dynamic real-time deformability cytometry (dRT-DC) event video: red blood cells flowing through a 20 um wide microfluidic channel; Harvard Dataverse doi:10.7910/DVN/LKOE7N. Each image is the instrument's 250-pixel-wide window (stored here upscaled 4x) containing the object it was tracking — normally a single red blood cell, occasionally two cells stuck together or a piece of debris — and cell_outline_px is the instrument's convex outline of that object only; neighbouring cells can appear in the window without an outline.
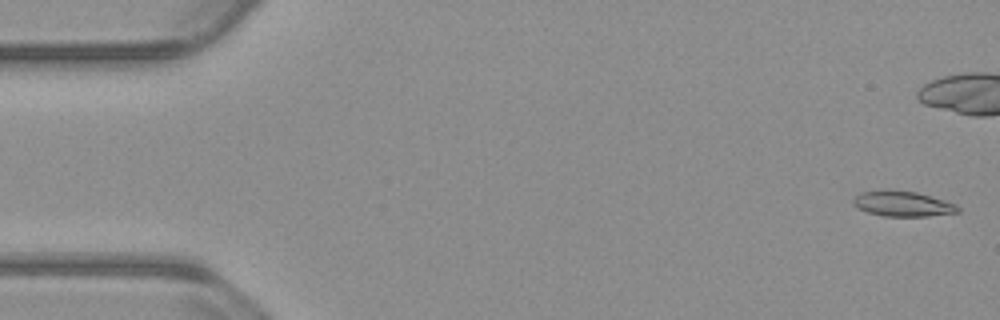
{"species": "common noctule bat (a hibernating species)", "species_latin": "Nyctalus noctula", "temperature_condition": "warm", "stored_images_in_passage": 56, "camera_frame_rate_fps": 3000, "um_per_image_px": 0.085, "animal": {"sex": "male", "body_mass_g": 23.1, "forearm_length_mm": 52.7}, "frame": {"image": 1, "passage_image": 2, "time_ms": 0.333, "image_size_px": [1000, 320], "cell_outline_px": [[960, 212], [928, 216], [884, 216], [868, 212], [856, 208], [852, 204], [852, 200], [860, 192], [916, 192], [932, 196], [956, 204], [960, 208]], "centroid_in_image_um": [76.76, 17.36], "position_along_channel_um": 8.2, "area_um2": 14.97}}
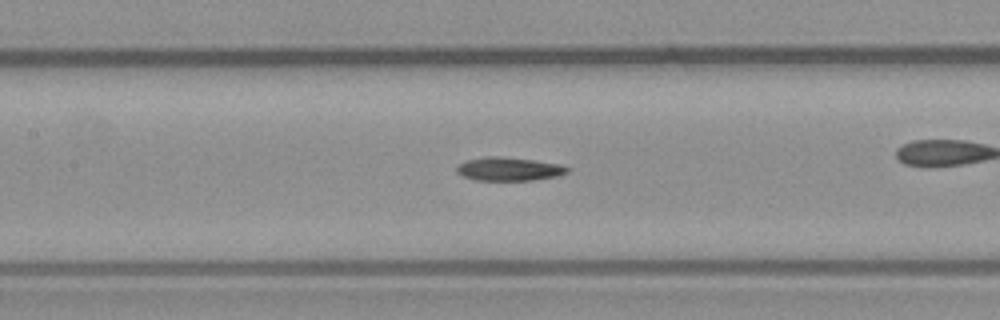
{"frame": {"image": 2, "passage_image": 25, "time_ms": 8.0, "image_size_px": [1000, 320], "cell_outline_px": [[572, 168], [568, 172], [556, 176], [532, 180], [476, 180], [464, 176], [456, 172], [456, 164], [464, 160], [484, 156], [500, 156], [532, 160], [560, 164]], "centroid_in_image_um": [43.22, 14.35], "position_along_channel_um": 164.2, "area_um2": 15.26}}
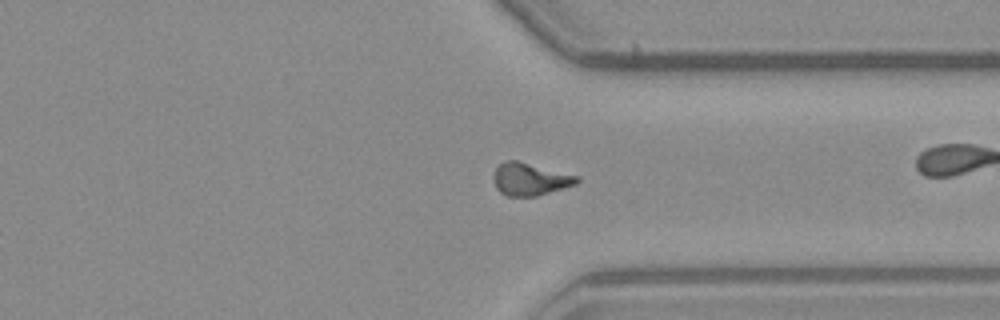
{"frame": {"image": 3, "passage_image": 41, "time_ms": 13.333, "image_size_px": [1000, 320], "cell_outline_px": [[580, 180], [576, 184], [536, 196], [508, 196], [500, 192], [496, 188], [492, 176], [496, 168], [504, 160], [516, 160], [580, 176]], "centroid_in_image_um": [45.04, 15.22], "position_along_channel_um": 366.4, "area_um2": 15.78}}